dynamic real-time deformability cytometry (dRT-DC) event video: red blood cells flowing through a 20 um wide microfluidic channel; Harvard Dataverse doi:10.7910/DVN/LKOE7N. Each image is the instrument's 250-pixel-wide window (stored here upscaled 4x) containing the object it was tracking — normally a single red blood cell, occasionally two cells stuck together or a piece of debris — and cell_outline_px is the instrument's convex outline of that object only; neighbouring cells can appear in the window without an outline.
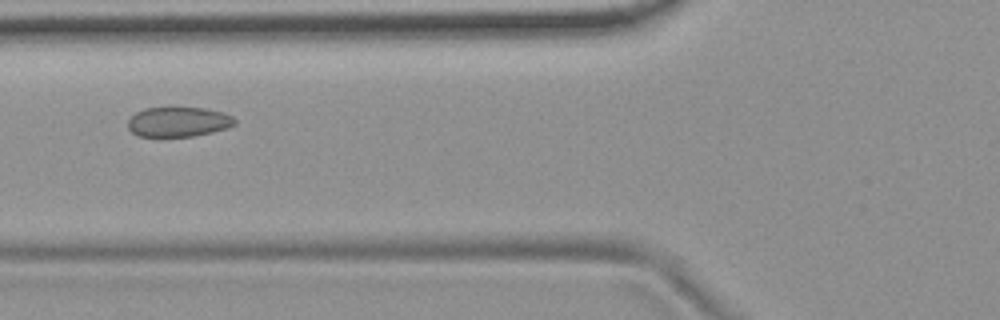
{"species": "common noctule bat (a hibernating species)", "species_latin": "Nyctalus noctula", "temperature_condition": "room temperature", "stored_images_in_passage": 7, "camera_frame_rate_fps": 3000, "um_per_image_px": 0.085, "animal": {"sex": "female", "body_mass_g": 19.9}, "frame": {"image": 1, "passage_image": 5, "time_ms": 1.333, "image_size_px": [1000, 320], "cell_outline_px": [[236, 124], [228, 128], [212, 132], [192, 136], [160, 140], [136, 136], [128, 128], [128, 120], [136, 112], [144, 108], [168, 104], [172, 104], [204, 108], [224, 112], [232, 116], [236, 120]], "centroid_in_image_um": [15.1, 10.35], "position_along_channel_um": 110.7, "area_um2": 20.29}}
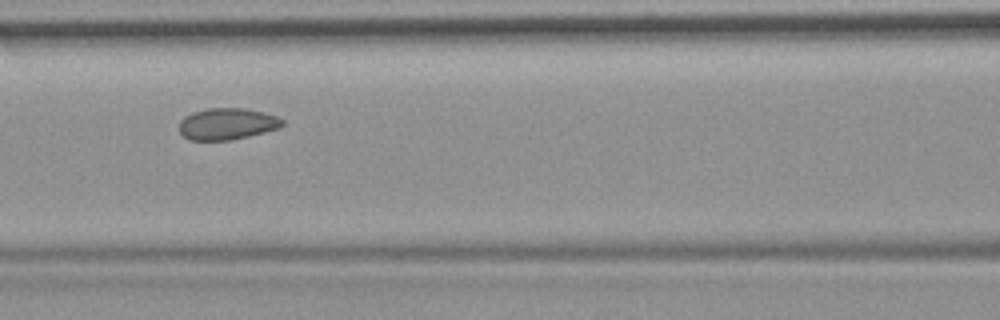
{"frame": {"image": 2, "passage_image": 6, "time_ms": 1.667, "image_size_px": [1000, 320], "cell_outline_px": [[284, 124], [280, 128], [248, 136], [228, 140], [188, 140], [180, 132], [180, 120], [184, 116], [192, 112], [208, 108], [244, 108], [264, 112], [276, 116], [284, 120]], "centroid_in_image_um": [19.3, 10.52], "position_along_channel_um": 147.3, "area_um2": 19.02}}
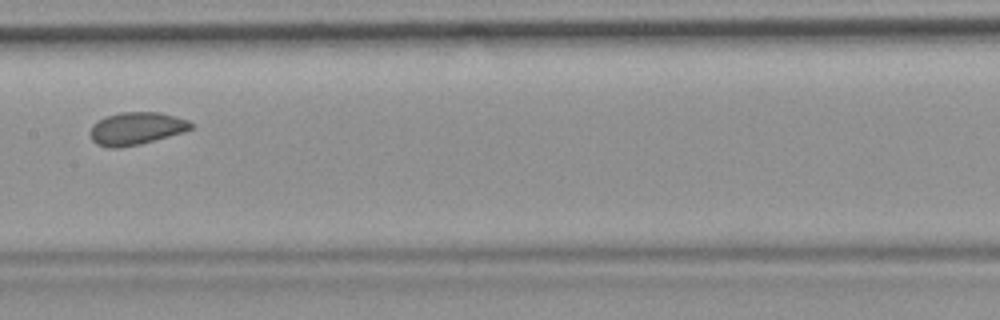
{"frame": {"image": 3, "passage_image": 7, "time_ms": 2.0, "image_size_px": [1000, 320], "cell_outline_px": [[196, 124], [192, 128], [184, 132], [140, 144], [116, 148], [108, 148], [96, 144], [92, 140], [88, 132], [92, 124], [108, 116], [120, 112], [160, 112], [176, 116], [188, 120]], "centroid_in_image_um": [11.59, 10.92], "position_along_channel_um": 195.8, "area_um2": 19.31}}